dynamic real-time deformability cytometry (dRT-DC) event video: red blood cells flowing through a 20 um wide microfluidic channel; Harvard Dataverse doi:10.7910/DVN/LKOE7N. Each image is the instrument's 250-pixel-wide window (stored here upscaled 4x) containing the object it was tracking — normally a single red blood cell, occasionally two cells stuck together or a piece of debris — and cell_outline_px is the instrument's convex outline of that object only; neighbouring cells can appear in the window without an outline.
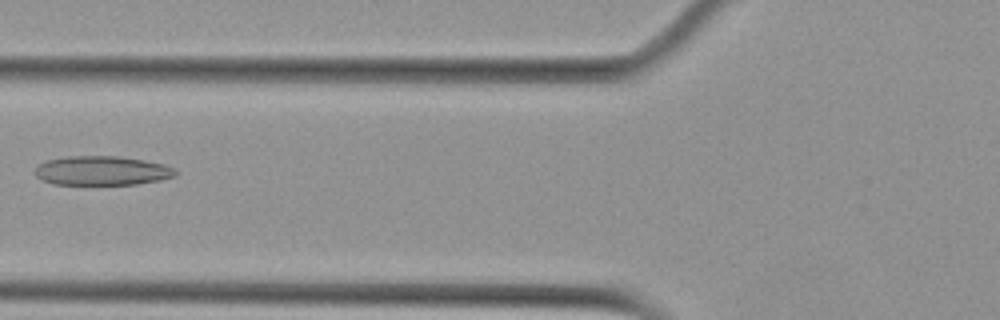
{"species": "Egyptian fruit bat (a non-hibernating species)", "species_latin": "Rousettus aegyptiacus", "temperature_condition": "cold", "stored_images_in_passage": 5, "camera_frame_rate_fps": 3000, "um_per_image_px": 0.085, "animal": {"sex": "female"}, "frame": {"image": 1, "passage_image": 4, "time_ms": 3.667, "image_size_px": [1000, 320], "cell_outline_px": [[180, 172], [176, 176], [160, 180], [136, 184], [52, 184], [36, 176], [36, 164], [44, 160], [68, 156], [116, 156], [144, 160], [164, 164], [176, 168]], "centroid_in_image_um": [8.69, 14.5], "position_along_channel_um": 117.1, "area_um2": 24.1}}
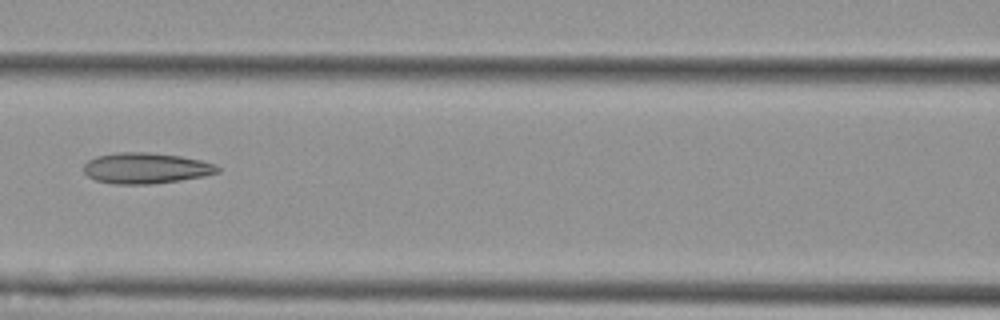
{"frame": {"image": 2, "passage_image": 5, "time_ms": 4.667, "image_size_px": [1000, 320], "cell_outline_px": [[220, 172], [204, 176], [180, 180], [152, 184], [116, 184], [96, 180], [88, 176], [84, 172], [84, 164], [88, 160], [96, 156], [120, 152], [148, 152], [180, 156], [200, 160], [216, 164], [220, 168]], "centroid_in_image_um": [12.41, 14.29], "position_along_channel_um": 154.2, "area_um2": 24.04}}